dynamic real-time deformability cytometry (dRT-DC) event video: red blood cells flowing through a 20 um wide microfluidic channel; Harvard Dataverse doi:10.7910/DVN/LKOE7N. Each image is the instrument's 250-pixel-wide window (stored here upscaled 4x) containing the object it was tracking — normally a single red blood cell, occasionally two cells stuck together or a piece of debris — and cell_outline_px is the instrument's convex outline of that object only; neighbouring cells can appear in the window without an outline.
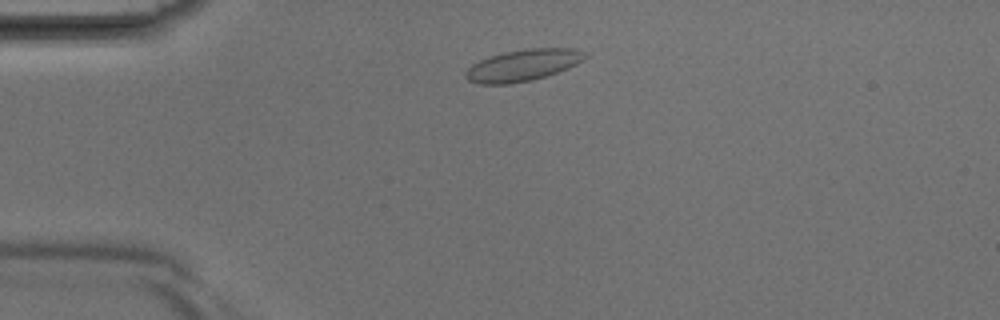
{"species": "Egyptian fruit bat (a non-hibernating species)", "species_latin": "Rousettus aegyptiacus", "temperature_condition": "room temperature", "stored_images_in_passage": 35, "camera_frame_rate_fps": 3000, "um_per_image_px": 0.085, "animal": {"sex": "male"}, "frame": {"image": 1, "passage_image": 4, "time_ms": 1.0, "image_size_px": [1000, 320], "cell_outline_px": [[588, 56], [584, 60], [568, 68], [532, 80], [508, 84], [476, 84], [468, 80], [464, 76], [464, 72], [472, 64], [488, 56], [504, 52], [528, 48], [576, 48], [584, 52]], "centroid_in_image_um": [44.42, 5.54], "position_along_channel_um": 40.6, "area_um2": 22.08}}
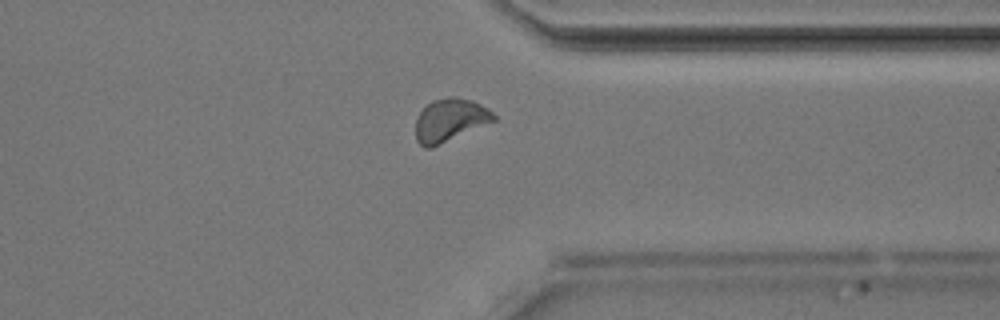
{"frame": {"image": 2, "passage_image": 26, "time_ms": 8.333, "image_size_px": [1000, 320], "cell_outline_px": [[496, 120], [432, 148], [424, 148], [416, 140], [416, 120], [420, 112], [432, 100], [452, 96], [456, 96], [472, 100], [488, 108], [496, 116]], "centroid_in_image_um": [38.25, 10.21], "position_along_channel_um": 373.2, "area_um2": 19.54}}
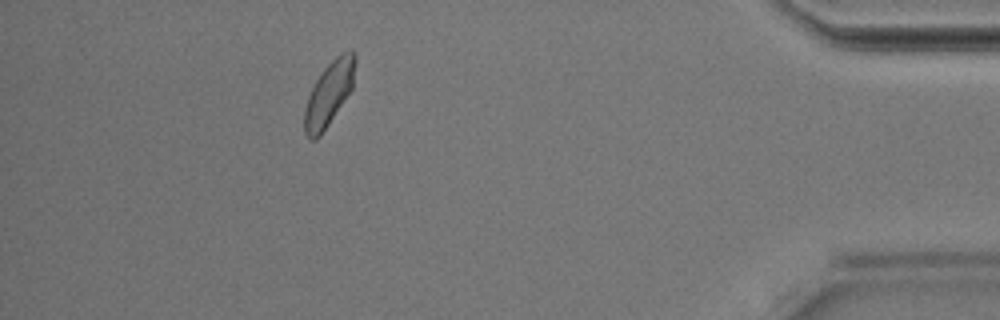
{"frame": {"image": 3, "passage_image": 31, "time_ms": 10.0, "image_size_px": [1000, 320], "cell_outline_px": [[356, 60], [352, 88], [320, 136], [316, 140], [308, 140], [304, 132], [304, 112], [308, 96], [316, 80], [324, 68], [340, 52], [352, 48], [356, 52]], "centroid_in_image_um": [27.97, 7.93], "position_along_channel_um": 407.2, "area_um2": 18.96}}